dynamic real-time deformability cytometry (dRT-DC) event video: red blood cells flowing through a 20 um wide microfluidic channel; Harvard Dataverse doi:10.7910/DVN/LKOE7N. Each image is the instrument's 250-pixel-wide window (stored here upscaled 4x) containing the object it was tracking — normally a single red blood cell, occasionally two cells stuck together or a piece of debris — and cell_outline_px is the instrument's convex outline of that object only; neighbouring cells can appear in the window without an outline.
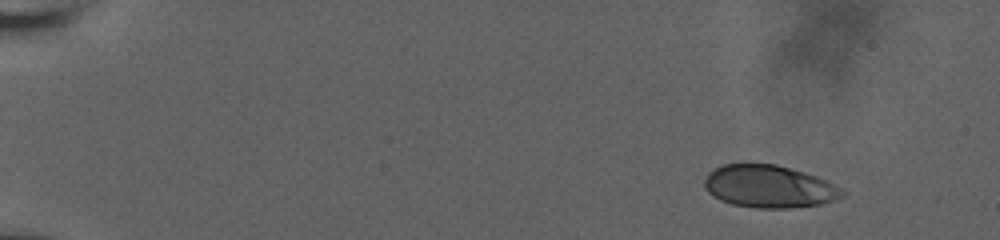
{"species": "human", "species_latin": "Homo sapiens", "temperature_condition": "room temperature", "stored_images_in_passage": 15, "camera_frame_rate_fps": 3000, "um_per_image_px": 0.085, "donor": {"sex": "male"}, "frame": {"image": 1, "passage_image": 1, "time_ms": 0.0, "image_size_px": [1000, 240], "cell_outline_px": [[844, 196], [836, 200], [820, 204], [788, 208], [756, 208], [732, 204], [720, 200], [712, 196], [704, 188], [704, 180], [708, 172], [712, 168], [724, 164], [776, 164], [804, 172], [816, 176], [840, 188], [844, 192]], "centroid_in_image_um": [65.32, 15.85], "position_along_channel_um": 19.7, "area_um2": 34.16}}
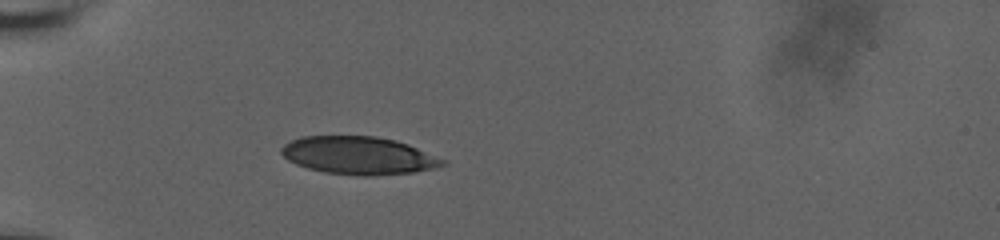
{"frame": {"image": 2, "passage_image": 11, "time_ms": 3.333, "image_size_px": [1000, 240], "cell_outline_px": [[448, 164], [436, 168], [412, 172], [368, 176], [364, 176], [324, 172], [308, 168], [296, 164], [288, 160], [280, 152], [280, 148], [284, 144], [300, 136], [376, 136], [396, 140], [408, 144], [448, 160]], "centroid_in_image_um": [30.51, 13.21], "position_along_channel_um": 54.5, "area_um2": 35.72}}
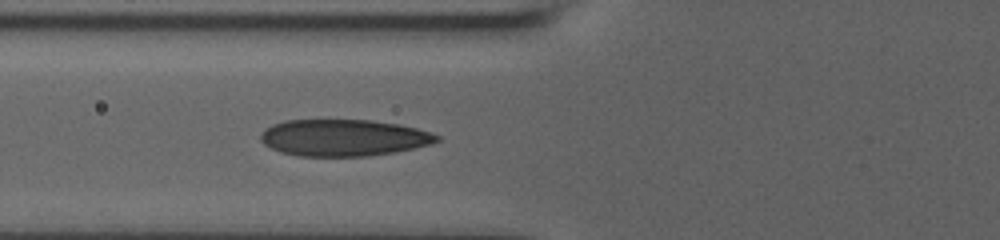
{"frame": {"image": 3, "passage_image": 15, "time_ms": 4.667, "image_size_px": [1000, 240], "cell_outline_px": [[440, 140], [432, 144], [416, 148], [396, 152], [368, 156], [300, 156], [280, 152], [264, 144], [260, 140], [260, 136], [264, 128], [272, 124], [284, 120], [372, 120], [400, 124], [432, 132], [440, 136]], "centroid_in_image_um": [29.23, 11.7], "position_along_channel_um": 96.6, "area_um2": 38.03}}